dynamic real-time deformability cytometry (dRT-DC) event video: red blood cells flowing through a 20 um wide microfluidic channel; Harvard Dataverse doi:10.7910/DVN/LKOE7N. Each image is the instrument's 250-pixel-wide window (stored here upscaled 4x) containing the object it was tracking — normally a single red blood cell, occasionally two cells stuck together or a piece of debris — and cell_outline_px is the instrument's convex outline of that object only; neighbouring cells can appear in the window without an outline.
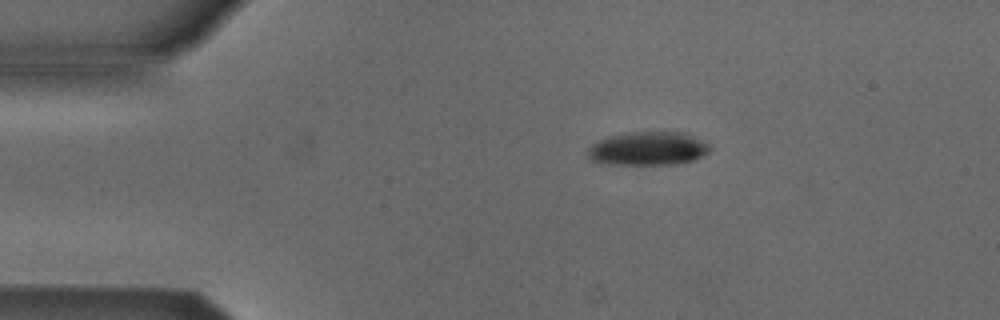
{"species": "Egyptian fruit bat (a non-hibernating species)", "species_latin": "Rousettus aegyptiacus", "temperature_condition": "cold", "stored_images_in_passage": 8, "camera_frame_rate_fps": 3000, "um_per_image_px": 0.085, "animal": {"sex": "male"}, "frame": {"image": 1, "passage_image": 3, "time_ms": 2.333, "image_size_px": [1000, 320], "cell_outline_px": [[712, 148], [708, 152], [696, 160], [676, 164], [600, 164], [592, 160], [588, 156], [588, 148], [592, 144], [608, 136], [628, 132], [684, 132], [708, 144]], "centroid_in_image_um": [55.07, 12.63], "position_along_channel_um": 29.9, "area_um2": 23.93}}
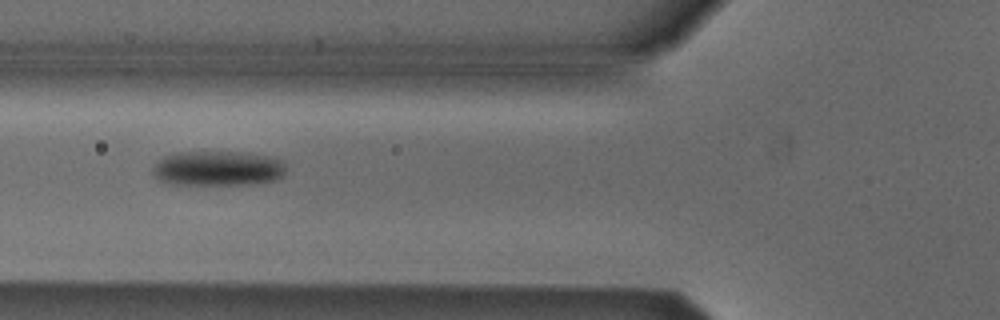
{"frame": {"image": 2, "passage_image": 6, "time_ms": 5.667, "image_size_px": [1000, 320], "cell_outline_px": [[284, 176], [276, 180], [260, 184], [164, 184], [152, 172], [152, 168], [164, 156], [180, 152], [248, 152], [284, 160]], "centroid_in_image_um": [18.55, 14.32], "position_along_channel_um": 107.2, "area_um2": 27.28}}
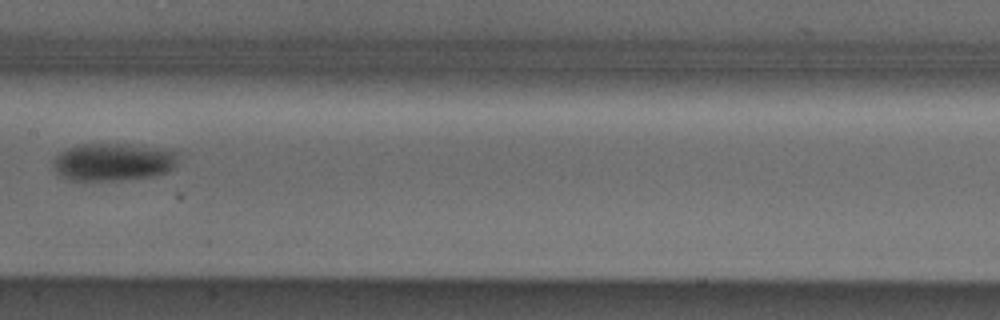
{"frame": {"image": 3, "passage_image": 8, "time_ms": 8.0, "image_size_px": [1000, 320], "cell_outline_px": [[176, 160], [172, 168], [164, 172], [152, 176], [124, 180], [72, 180], [56, 172], [52, 168], [52, 160], [60, 152], [68, 148], [80, 144], [124, 144], [164, 148], [176, 152]], "centroid_in_image_um": [9.57, 13.76], "position_along_channel_um": 197.8, "area_um2": 27.22}}